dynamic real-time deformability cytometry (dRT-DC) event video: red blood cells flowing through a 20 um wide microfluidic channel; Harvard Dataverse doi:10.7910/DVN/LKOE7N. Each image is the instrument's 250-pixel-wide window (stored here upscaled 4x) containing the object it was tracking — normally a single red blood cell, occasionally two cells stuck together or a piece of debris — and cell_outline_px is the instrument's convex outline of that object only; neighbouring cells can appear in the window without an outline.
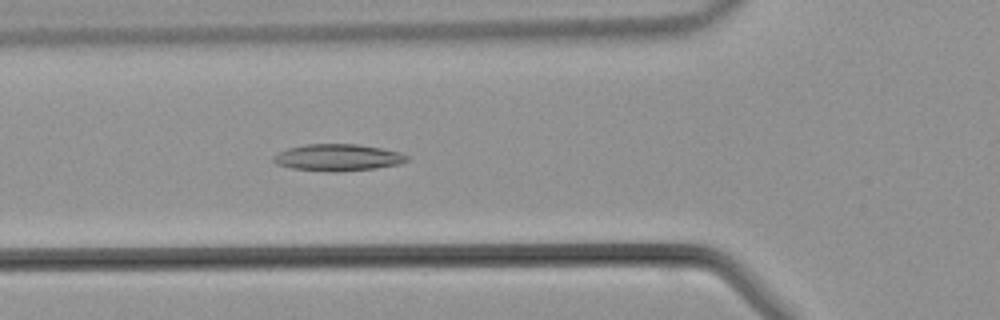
{"species": "common noctule bat (a hibernating species)", "species_latin": "Nyctalus noctula", "temperature_condition": "warm", "stored_images_in_passage": 42, "camera_frame_rate_fps": 3000, "um_per_image_px": 0.085, "animal": {"sex": "male", "body_mass_g": 21.5, "forearm_length_mm": 52.0}, "frame": {"image": 1, "passage_image": 13, "time_ms": 4.0, "image_size_px": [1000, 320], "cell_outline_px": [[408, 160], [400, 164], [376, 168], [340, 172], [332, 172], [292, 168], [276, 164], [272, 160], [272, 156], [288, 148], [304, 144], [356, 144], [380, 148], [400, 152], [408, 156]], "centroid_in_image_um": [28.71, 13.39], "position_along_channel_um": 97.1, "area_um2": 20.87}}
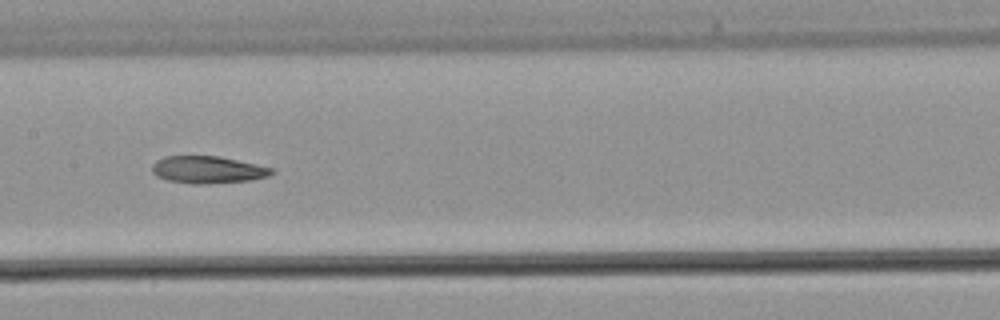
{"frame": {"image": 2, "passage_image": 19, "time_ms": 6.0, "image_size_px": [1000, 320], "cell_outline_px": [[272, 172], [268, 176], [252, 180], [204, 184], [192, 184], [168, 180], [156, 176], [152, 172], [152, 164], [156, 160], [164, 156], [220, 156], [256, 164], [272, 168]], "centroid_in_image_um": [17.62, 14.42], "position_along_channel_um": 189.8, "area_um2": 18.96}}
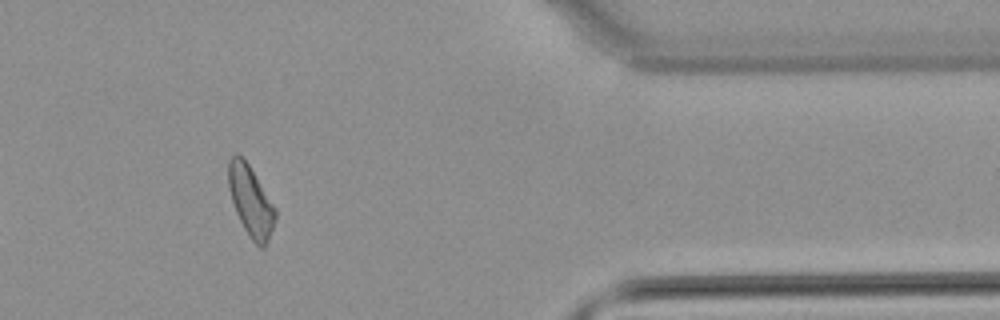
{"frame": {"image": 3, "passage_image": 34, "time_ms": 11.0, "image_size_px": [1000, 320], "cell_outline_px": [[276, 216], [268, 240], [264, 248], [260, 248], [252, 240], [244, 228], [236, 212], [232, 200], [228, 184], [228, 160], [236, 152], [248, 164], [276, 208]], "centroid_in_image_um": [21.31, 17.09], "position_along_channel_um": 390.1, "area_um2": 18.9}}